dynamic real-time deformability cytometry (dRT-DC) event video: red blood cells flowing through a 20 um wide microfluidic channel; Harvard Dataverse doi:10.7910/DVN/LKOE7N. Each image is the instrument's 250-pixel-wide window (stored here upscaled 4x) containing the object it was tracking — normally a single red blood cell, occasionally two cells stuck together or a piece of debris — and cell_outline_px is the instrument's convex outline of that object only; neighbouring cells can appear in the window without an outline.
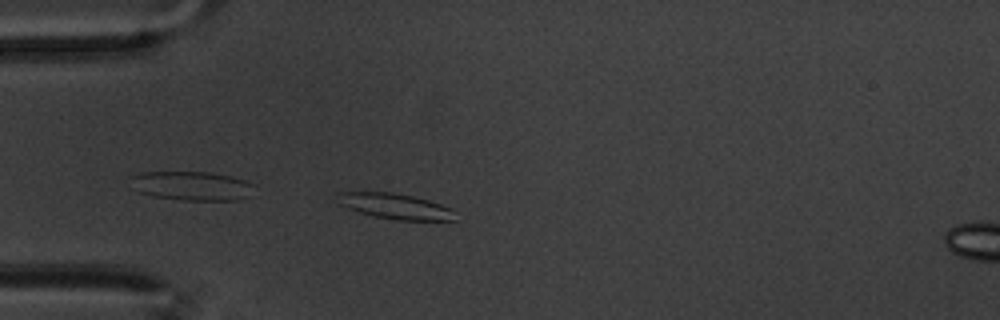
{"species": "common noctule bat (a hibernating species)", "species_latin": "Nyctalus noctula", "temperature_condition": "warm", "stored_images_in_passage": 8, "camera_frame_rate_fps": 3000, "um_per_image_px": 0.085, "animal": {"sex": "male", "body_mass_g": 20.1, "forearm_length_mm": 53.5}, "frame": {"image": 1, "passage_image": 1, "time_ms": 0.0, "image_size_px": [1000, 320], "cell_outline_px": [[456, 220], [396, 220], [376, 216], [360, 212], [348, 208], [340, 204], [340, 192], [392, 192], [412, 196], [428, 200], [452, 208], [456, 212]], "centroid_in_image_um": [33.69, 17.54], "position_along_channel_um": 51.3, "area_um2": 17.22}}
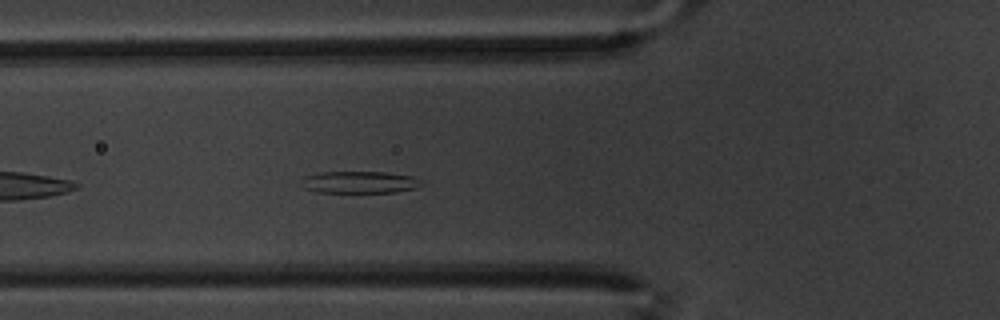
{"frame": {"image": 2, "passage_image": 6, "time_ms": 1.667, "image_size_px": [1000, 320], "cell_outline_px": [[424, 184], [416, 188], [396, 192], [316, 192], [304, 188], [300, 184], [300, 180], [304, 176], [320, 172], [384, 172], [412, 176], [424, 180]], "centroid_in_image_um": [30.57, 15.48], "position_along_channel_um": 95.2, "area_um2": 15.61}}